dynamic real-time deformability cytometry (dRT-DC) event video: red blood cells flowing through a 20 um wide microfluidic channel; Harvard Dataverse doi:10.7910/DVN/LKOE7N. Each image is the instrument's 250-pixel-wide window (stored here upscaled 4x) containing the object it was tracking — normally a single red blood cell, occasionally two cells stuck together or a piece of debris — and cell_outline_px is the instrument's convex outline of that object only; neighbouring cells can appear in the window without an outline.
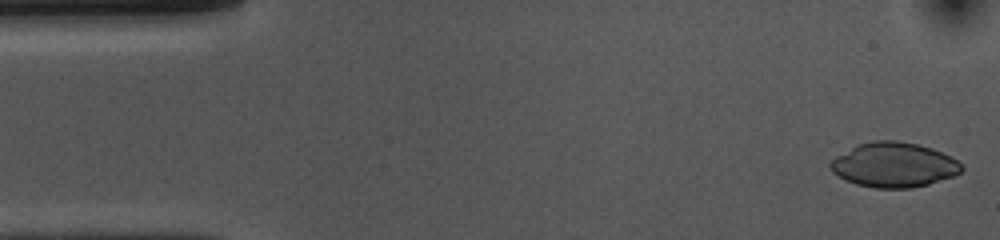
{"species": "common noctule bat (a hibernating species)", "species_latin": "Nyctalus noctula", "temperature_condition": "cold", "stored_images_in_passage": 51, "camera_frame_rate_fps": 3000, "um_per_image_px": 0.085, "animal": {"sex": "female", "body_mass_g": 10.0, "forearm_length_mm": 53.1}, "frame": {"image": 1, "passage_image": 1, "time_ms": 0.0, "image_size_px": [1000, 240], "cell_outline_px": [[964, 168], [960, 172], [952, 176], [928, 184], [912, 188], [876, 188], [856, 184], [844, 180], [832, 172], [828, 168], [828, 164], [836, 156], [860, 144], [872, 140], [896, 140], [916, 144], [932, 148], [956, 160]], "centroid_in_image_um": [75.93, 14.02], "position_along_channel_um": 9.1, "area_um2": 33.99}}